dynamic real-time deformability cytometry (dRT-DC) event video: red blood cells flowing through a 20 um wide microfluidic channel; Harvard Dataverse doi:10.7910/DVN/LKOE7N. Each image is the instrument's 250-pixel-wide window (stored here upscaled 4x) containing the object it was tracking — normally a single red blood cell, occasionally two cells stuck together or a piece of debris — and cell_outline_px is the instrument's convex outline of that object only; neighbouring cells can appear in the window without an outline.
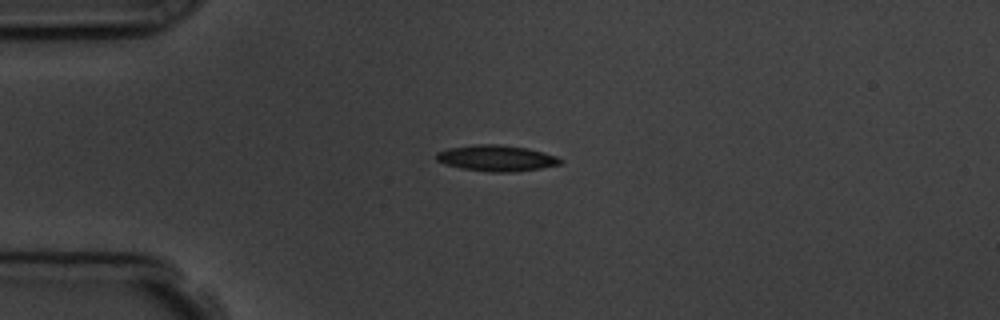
{"species": "common noctule bat (a hibernating species)", "species_latin": "Nyctalus noctula", "temperature_condition": "room temperature", "stored_images_in_passage": 4, "camera_frame_rate_fps": 3000, "um_per_image_px": 0.085, "animal": {"sex": "male", "body_mass_g": 19.5, "forearm_length_mm": 54.6}, "frame": {"image": 1, "passage_image": 3, "time_ms": 2.333, "image_size_px": [1000, 320], "cell_outline_px": [[564, 160], [560, 164], [540, 168], [512, 172], [492, 172], [460, 168], [444, 164], [436, 160], [436, 152], [448, 148], [476, 144], [500, 144], [528, 148], [544, 152], [556, 156]], "centroid_in_image_um": [42.18, 13.44], "position_along_channel_um": 42.8, "area_um2": 18.9}}